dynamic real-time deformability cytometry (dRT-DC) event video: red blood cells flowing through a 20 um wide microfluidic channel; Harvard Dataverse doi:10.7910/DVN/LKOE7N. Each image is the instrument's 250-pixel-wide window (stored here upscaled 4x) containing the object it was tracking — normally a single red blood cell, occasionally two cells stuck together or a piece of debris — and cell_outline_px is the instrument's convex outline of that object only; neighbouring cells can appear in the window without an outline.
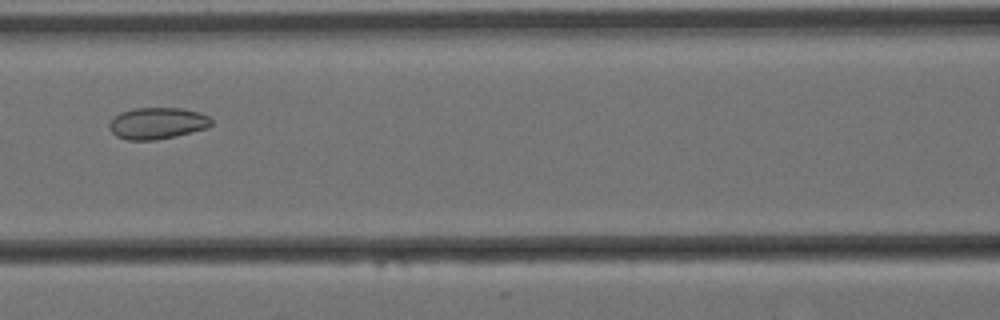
{"species": "Egyptian fruit bat (a non-hibernating species)", "species_latin": "Rousettus aegyptiacus", "temperature_condition": "cold", "stored_images_in_passage": 9, "camera_frame_rate_fps": 3000, "um_per_image_px": 0.085, "animal": {"sex": "female"}, "frame": {"image": 1, "passage_image": 7, "time_ms": 2.0, "image_size_px": [1000, 320], "cell_outline_px": [[212, 124], [208, 128], [172, 136], [152, 140], [128, 140], [116, 136], [108, 128], [108, 124], [120, 112], [132, 108], [184, 108], [200, 112], [208, 116], [212, 120]], "centroid_in_image_um": [13.36, 10.46], "position_along_channel_um": 153.2, "area_um2": 18.73}}
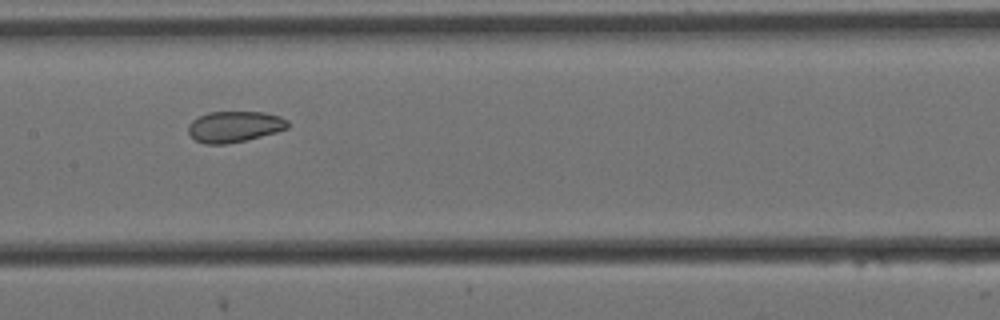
{"frame": {"image": 2, "passage_image": 8, "time_ms": 2.333, "image_size_px": [1000, 320], "cell_outline_px": [[288, 128], [276, 132], [244, 140], [224, 144], [204, 144], [196, 140], [188, 132], [188, 124], [192, 120], [208, 112], [264, 112], [280, 116], [288, 120]], "centroid_in_image_um": [19.92, 10.75], "position_along_channel_um": 187.5, "area_um2": 17.86}}
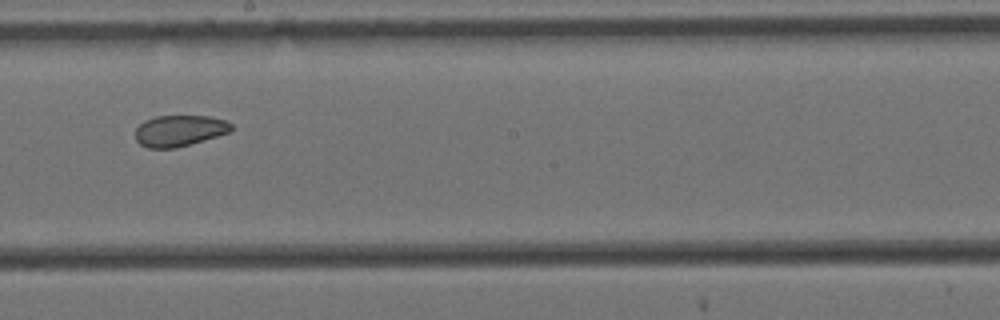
{"frame": {"image": 3, "passage_image": 9, "time_ms": 2.667, "image_size_px": [1000, 320], "cell_outline_px": [[232, 132], [176, 148], [148, 148], [140, 144], [136, 140], [136, 128], [144, 120], [156, 116], [208, 116], [224, 120], [232, 124]], "centroid_in_image_um": [15.26, 11.11], "position_along_channel_um": 232.9, "area_um2": 17.46}}